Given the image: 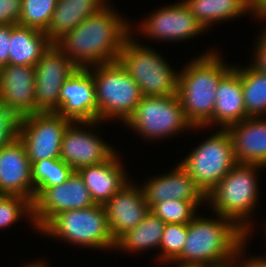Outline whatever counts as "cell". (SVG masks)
I'll use <instances>...</instances> for the list:
<instances>
[{"label": "cell", "mask_w": 266, "mask_h": 267, "mask_svg": "<svg viewBox=\"0 0 266 267\" xmlns=\"http://www.w3.org/2000/svg\"><path fill=\"white\" fill-rule=\"evenodd\" d=\"M142 189L150 208L154 204L173 199L190 201L198 207L206 202V195L180 165L167 174L148 179Z\"/></svg>", "instance_id": "cell-19"}, {"label": "cell", "mask_w": 266, "mask_h": 267, "mask_svg": "<svg viewBox=\"0 0 266 267\" xmlns=\"http://www.w3.org/2000/svg\"><path fill=\"white\" fill-rule=\"evenodd\" d=\"M53 43L44 31L21 25H10V65L33 66Z\"/></svg>", "instance_id": "cell-24"}, {"label": "cell", "mask_w": 266, "mask_h": 267, "mask_svg": "<svg viewBox=\"0 0 266 267\" xmlns=\"http://www.w3.org/2000/svg\"><path fill=\"white\" fill-rule=\"evenodd\" d=\"M255 16L259 20H266V0H254Z\"/></svg>", "instance_id": "cell-38"}, {"label": "cell", "mask_w": 266, "mask_h": 267, "mask_svg": "<svg viewBox=\"0 0 266 267\" xmlns=\"http://www.w3.org/2000/svg\"><path fill=\"white\" fill-rule=\"evenodd\" d=\"M95 205L89 190L77 171L58 186L38 188L32 202L35 230H40L58 213Z\"/></svg>", "instance_id": "cell-11"}, {"label": "cell", "mask_w": 266, "mask_h": 267, "mask_svg": "<svg viewBox=\"0 0 266 267\" xmlns=\"http://www.w3.org/2000/svg\"><path fill=\"white\" fill-rule=\"evenodd\" d=\"M70 123L55 112H38L21 118L19 138L32 165L60 158L62 138Z\"/></svg>", "instance_id": "cell-10"}, {"label": "cell", "mask_w": 266, "mask_h": 267, "mask_svg": "<svg viewBox=\"0 0 266 267\" xmlns=\"http://www.w3.org/2000/svg\"><path fill=\"white\" fill-rule=\"evenodd\" d=\"M109 3L95 15L83 20L55 45L78 67L118 61L121 49L132 35V23Z\"/></svg>", "instance_id": "cell-1"}, {"label": "cell", "mask_w": 266, "mask_h": 267, "mask_svg": "<svg viewBox=\"0 0 266 267\" xmlns=\"http://www.w3.org/2000/svg\"><path fill=\"white\" fill-rule=\"evenodd\" d=\"M118 156V152H115L107 161L77 171L95 204L105 205L130 181Z\"/></svg>", "instance_id": "cell-21"}, {"label": "cell", "mask_w": 266, "mask_h": 267, "mask_svg": "<svg viewBox=\"0 0 266 267\" xmlns=\"http://www.w3.org/2000/svg\"><path fill=\"white\" fill-rule=\"evenodd\" d=\"M207 30L217 21H228L246 13L255 14L254 0H183ZM211 26V27H210Z\"/></svg>", "instance_id": "cell-25"}, {"label": "cell", "mask_w": 266, "mask_h": 267, "mask_svg": "<svg viewBox=\"0 0 266 267\" xmlns=\"http://www.w3.org/2000/svg\"><path fill=\"white\" fill-rule=\"evenodd\" d=\"M22 12V0H0V25H17Z\"/></svg>", "instance_id": "cell-34"}, {"label": "cell", "mask_w": 266, "mask_h": 267, "mask_svg": "<svg viewBox=\"0 0 266 267\" xmlns=\"http://www.w3.org/2000/svg\"><path fill=\"white\" fill-rule=\"evenodd\" d=\"M249 264L251 265V267H266V257L263 258V256L261 257H253V258H247Z\"/></svg>", "instance_id": "cell-39"}, {"label": "cell", "mask_w": 266, "mask_h": 267, "mask_svg": "<svg viewBox=\"0 0 266 267\" xmlns=\"http://www.w3.org/2000/svg\"><path fill=\"white\" fill-rule=\"evenodd\" d=\"M250 235H247L246 238L244 239V242L242 244V248H241V252L239 254H237L235 257H233L231 260L227 261V262H222V263H219V264H214V265H209V267H251V265L249 264L248 260L247 259H243L242 257V252L245 251V247L246 245H248L246 242H247V239L250 238L249 237ZM241 255V257H240ZM239 258H242L243 262L241 259ZM245 260V261H244ZM238 261L240 262L238 264ZM237 265V266H236Z\"/></svg>", "instance_id": "cell-37"}, {"label": "cell", "mask_w": 266, "mask_h": 267, "mask_svg": "<svg viewBox=\"0 0 266 267\" xmlns=\"http://www.w3.org/2000/svg\"><path fill=\"white\" fill-rule=\"evenodd\" d=\"M28 216L30 224L34 225L32 216V202L19 195L0 194V229L12 226L22 219L23 215Z\"/></svg>", "instance_id": "cell-32"}, {"label": "cell", "mask_w": 266, "mask_h": 267, "mask_svg": "<svg viewBox=\"0 0 266 267\" xmlns=\"http://www.w3.org/2000/svg\"><path fill=\"white\" fill-rule=\"evenodd\" d=\"M216 215L215 219L196 215L188 223L187 239L175 262L214 265L241 252L247 234L232 220Z\"/></svg>", "instance_id": "cell-3"}, {"label": "cell", "mask_w": 266, "mask_h": 267, "mask_svg": "<svg viewBox=\"0 0 266 267\" xmlns=\"http://www.w3.org/2000/svg\"><path fill=\"white\" fill-rule=\"evenodd\" d=\"M215 50L201 53L178 74L177 95L187 121L199 129L212 125L216 90L221 78L232 68Z\"/></svg>", "instance_id": "cell-2"}, {"label": "cell", "mask_w": 266, "mask_h": 267, "mask_svg": "<svg viewBox=\"0 0 266 267\" xmlns=\"http://www.w3.org/2000/svg\"><path fill=\"white\" fill-rule=\"evenodd\" d=\"M74 170L63 160L46 159L32 165V179L35 191L38 188L58 186L67 181Z\"/></svg>", "instance_id": "cell-28"}, {"label": "cell", "mask_w": 266, "mask_h": 267, "mask_svg": "<svg viewBox=\"0 0 266 267\" xmlns=\"http://www.w3.org/2000/svg\"><path fill=\"white\" fill-rule=\"evenodd\" d=\"M0 106L20 118L36 113L33 66L7 64L0 68Z\"/></svg>", "instance_id": "cell-16"}, {"label": "cell", "mask_w": 266, "mask_h": 267, "mask_svg": "<svg viewBox=\"0 0 266 267\" xmlns=\"http://www.w3.org/2000/svg\"><path fill=\"white\" fill-rule=\"evenodd\" d=\"M261 168L265 167L236 163L206 195V205L210 204L215 214L232 220L247 235L253 231L249 217L254 214L259 199L258 176L255 174Z\"/></svg>", "instance_id": "cell-4"}, {"label": "cell", "mask_w": 266, "mask_h": 267, "mask_svg": "<svg viewBox=\"0 0 266 267\" xmlns=\"http://www.w3.org/2000/svg\"><path fill=\"white\" fill-rule=\"evenodd\" d=\"M165 225L150 211L136 227L126 231L115 241L114 249L132 253L154 247L160 249Z\"/></svg>", "instance_id": "cell-26"}, {"label": "cell", "mask_w": 266, "mask_h": 267, "mask_svg": "<svg viewBox=\"0 0 266 267\" xmlns=\"http://www.w3.org/2000/svg\"><path fill=\"white\" fill-rule=\"evenodd\" d=\"M236 163L232 138L226 129L219 128L184 157L179 165L207 195Z\"/></svg>", "instance_id": "cell-9"}, {"label": "cell", "mask_w": 266, "mask_h": 267, "mask_svg": "<svg viewBox=\"0 0 266 267\" xmlns=\"http://www.w3.org/2000/svg\"><path fill=\"white\" fill-rule=\"evenodd\" d=\"M0 194L19 195L33 202L32 164L20 138L0 148Z\"/></svg>", "instance_id": "cell-17"}, {"label": "cell", "mask_w": 266, "mask_h": 267, "mask_svg": "<svg viewBox=\"0 0 266 267\" xmlns=\"http://www.w3.org/2000/svg\"><path fill=\"white\" fill-rule=\"evenodd\" d=\"M233 68L240 74L246 114L249 117H266V74L251 65Z\"/></svg>", "instance_id": "cell-27"}, {"label": "cell", "mask_w": 266, "mask_h": 267, "mask_svg": "<svg viewBox=\"0 0 266 267\" xmlns=\"http://www.w3.org/2000/svg\"><path fill=\"white\" fill-rule=\"evenodd\" d=\"M254 46H256L253 54L254 60L249 65L256 71L266 74V28Z\"/></svg>", "instance_id": "cell-35"}, {"label": "cell", "mask_w": 266, "mask_h": 267, "mask_svg": "<svg viewBox=\"0 0 266 267\" xmlns=\"http://www.w3.org/2000/svg\"><path fill=\"white\" fill-rule=\"evenodd\" d=\"M188 224L166 223L158 258L162 263L175 261L182 253L187 239Z\"/></svg>", "instance_id": "cell-31"}, {"label": "cell", "mask_w": 266, "mask_h": 267, "mask_svg": "<svg viewBox=\"0 0 266 267\" xmlns=\"http://www.w3.org/2000/svg\"><path fill=\"white\" fill-rule=\"evenodd\" d=\"M24 267H48L45 262L42 261H36L34 263H29L27 266L25 265Z\"/></svg>", "instance_id": "cell-41"}, {"label": "cell", "mask_w": 266, "mask_h": 267, "mask_svg": "<svg viewBox=\"0 0 266 267\" xmlns=\"http://www.w3.org/2000/svg\"><path fill=\"white\" fill-rule=\"evenodd\" d=\"M246 114L240 74L232 67L220 80L212 124L227 129L248 118Z\"/></svg>", "instance_id": "cell-22"}, {"label": "cell", "mask_w": 266, "mask_h": 267, "mask_svg": "<svg viewBox=\"0 0 266 267\" xmlns=\"http://www.w3.org/2000/svg\"><path fill=\"white\" fill-rule=\"evenodd\" d=\"M107 3L106 0H58L45 34L55 44L83 20L98 13Z\"/></svg>", "instance_id": "cell-23"}, {"label": "cell", "mask_w": 266, "mask_h": 267, "mask_svg": "<svg viewBox=\"0 0 266 267\" xmlns=\"http://www.w3.org/2000/svg\"><path fill=\"white\" fill-rule=\"evenodd\" d=\"M34 68L36 113H56L61 87L78 67L52 44Z\"/></svg>", "instance_id": "cell-13"}, {"label": "cell", "mask_w": 266, "mask_h": 267, "mask_svg": "<svg viewBox=\"0 0 266 267\" xmlns=\"http://www.w3.org/2000/svg\"><path fill=\"white\" fill-rule=\"evenodd\" d=\"M56 113L71 122L98 121L94 78L89 68H77L63 83Z\"/></svg>", "instance_id": "cell-15"}, {"label": "cell", "mask_w": 266, "mask_h": 267, "mask_svg": "<svg viewBox=\"0 0 266 267\" xmlns=\"http://www.w3.org/2000/svg\"><path fill=\"white\" fill-rule=\"evenodd\" d=\"M197 208L193 202L173 199L154 204L150 211L165 223L188 224L195 218Z\"/></svg>", "instance_id": "cell-30"}, {"label": "cell", "mask_w": 266, "mask_h": 267, "mask_svg": "<svg viewBox=\"0 0 266 267\" xmlns=\"http://www.w3.org/2000/svg\"><path fill=\"white\" fill-rule=\"evenodd\" d=\"M99 123L101 122H71L65 129L60 159L74 171L105 162L116 152L114 147L99 138L98 133L91 131ZM86 126L89 129L86 130Z\"/></svg>", "instance_id": "cell-12"}, {"label": "cell", "mask_w": 266, "mask_h": 267, "mask_svg": "<svg viewBox=\"0 0 266 267\" xmlns=\"http://www.w3.org/2000/svg\"><path fill=\"white\" fill-rule=\"evenodd\" d=\"M262 118L248 117L226 129L232 138L237 163L266 167V118Z\"/></svg>", "instance_id": "cell-20"}, {"label": "cell", "mask_w": 266, "mask_h": 267, "mask_svg": "<svg viewBox=\"0 0 266 267\" xmlns=\"http://www.w3.org/2000/svg\"><path fill=\"white\" fill-rule=\"evenodd\" d=\"M149 140L171 137L186 129H195L187 121L178 95L142 97L124 123Z\"/></svg>", "instance_id": "cell-8"}, {"label": "cell", "mask_w": 266, "mask_h": 267, "mask_svg": "<svg viewBox=\"0 0 266 267\" xmlns=\"http://www.w3.org/2000/svg\"><path fill=\"white\" fill-rule=\"evenodd\" d=\"M88 68L94 78L98 121L117 118L125 123L143 97L138 84L119 61Z\"/></svg>", "instance_id": "cell-5"}, {"label": "cell", "mask_w": 266, "mask_h": 267, "mask_svg": "<svg viewBox=\"0 0 266 267\" xmlns=\"http://www.w3.org/2000/svg\"><path fill=\"white\" fill-rule=\"evenodd\" d=\"M21 118L0 106V148L19 138Z\"/></svg>", "instance_id": "cell-33"}, {"label": "cell", "mask_w": 266, "mask_h": 267, "mask_svg": "<svg viewBox=\"0 0 266 267\" xmlns=\"http://www.w3.org/2000/svg\"><path fill=\"white\" fill-rule=\"evenodd\" d=\"M170 263L171 264L174 263L176 267H209V265H204V264L182 263V262H175V261H172Z\"/></svg>", "instance_id": "cell-40"}, {"label": "cell", "mask_w": 266, "mask_h": 267, "mask_svg": "<svg viewBox=\"0 0 266 267\" xmlns=\"http://www.w3.org/2000/svg\"><path fill=\"white\" fill-rule=\"evenodd\" d=\"M133 35L125 42L118 61L138 84L142 96L176 95L179 73L156 50L135 41Z\"/></svg>", "instance_id": "cell-6"}, {"label": "cell", "mask_w": 266, "mask_h": 267, "mask_svg": "<svg viewBox=\"0 0 266 267\" xmlns=\"http://www.w3.org/2000/svg\"><path fill=\"white\" fill-rule=\"evenodd\" d=\"M40 231L41 234L51 235L79 247L99 250L115 247L108 227L106 209L101 204L60 212Z\"/></svg>", "instance_id": "cell-7"}, {"label": "cell", "mask_w": 266, "mask_h": 267, "mask_svg": "<svg viewBox=\"0 0 266 267\" xmlns=\"http://www.w3.org/2000/svg\"><path fill=\"white\" fill-rule=\"evenodd\" d=\"M58 0H22L18 25L46 31Z\"/></svg>", "instance_id": "cell-29"}, {"label": "cell", "mask_w": 266, "mask_h": 267, "mask_svg": "<svg viewBox=\"0 0 266 267\" xmlns=\"http://www.w3.org/2000/svg\"><path fill=\"white\" fill-rule=\"evenodd\" d=\"M141 22V26L137 27H140V32L146 38L159 41L189 40L206 30L183 0L174 5L163 6Z\"/></svg>", "instance_id": "cell-14"}, {"label": "cell", "mask_w": 266, "mask_h": 267, "mask_svg": "<svg viewBox=\"0 0 266 267\" xmlns=\"http://www.w3.org/2000/svg\"><path fill=\"white\" fill-rule=\"evenodd\" d=\"M10 25H0V68L9 62Z\"/></svg>", "instance_id": "cell-36"}, {"label": "cell", "mask_w": 266, "mask_h": 267, "mask_svg": "<svg viewBox=\"0 0 266 267\" xmlns=\"http://www.w3.org/2000/svg\"><path fill=\"white\" fill-rule=\"evenodd\" d=\"M135 184V185H134ZM129 181L104 205L108 227L114 241L136 227L150 212L143 189Z\"/></svg>", "instance_id": "cell-18"}]
</instances>
